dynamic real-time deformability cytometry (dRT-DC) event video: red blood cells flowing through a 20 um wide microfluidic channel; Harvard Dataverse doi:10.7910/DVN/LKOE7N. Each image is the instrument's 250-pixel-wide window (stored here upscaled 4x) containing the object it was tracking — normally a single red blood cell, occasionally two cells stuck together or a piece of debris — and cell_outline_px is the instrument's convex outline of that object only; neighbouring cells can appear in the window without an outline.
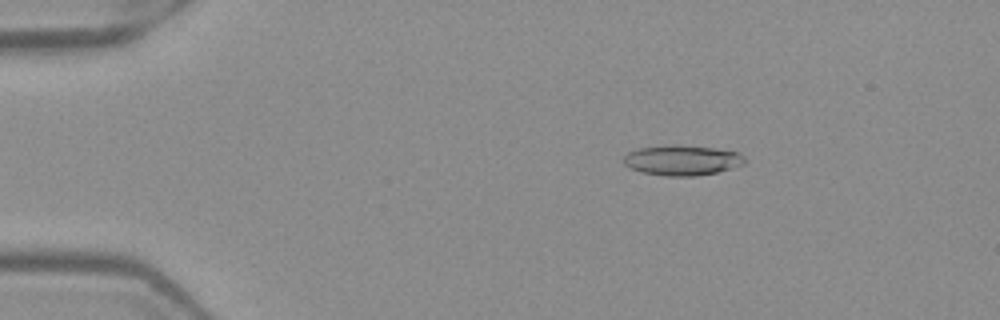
{"species": "Egyptian fruit bat (a non-hibernating species)", "species_latin": "Rousettus aegyptiacus", "temperature_condition": "warm", "stored_images_in_passage": 51, "camera_frame_rate_fps": 3000, "um_per_image_px": 0.085, "frame": {"image": 1, "passage_image": 9, "time_ms": 2.667, "image_size_px": [1000, 320], "cell_outline_px": [[744, 164], [716, 172], [696, 176], [664, 176], [640, 172], [624, 164], [624, 156], [628, 152], [640, 148], [672, 144], [676, 144], [712, 148], [736, 152], [744, 156]], "centroid_in_image_um": [57.94, 13.62], "position_along_channel_um": 27.1, "area_um2": 21.15}}
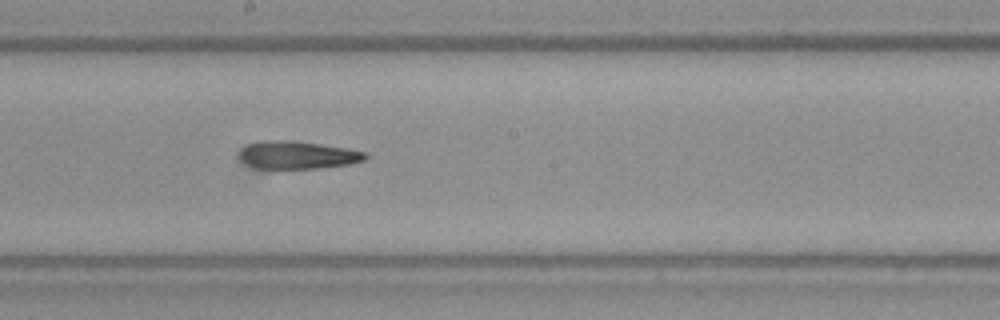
{"frame": {"image": 2, "passage_image": 29, "time_ms": 9.333, "image_size_px": [1000, 320], "cell_outline_px": [[368, 156], [364, 160], [352, 164], [316, 168], [252, 168], [244, 164], [240, 160], [240, 152], [248, 144], [264, 140], [296, 140], [348, 148], [364, 152]], "centroid_in_image_um": [25.29, 13.17], "position_along_channel_um": 222.9, "area_um2": 20.52}}
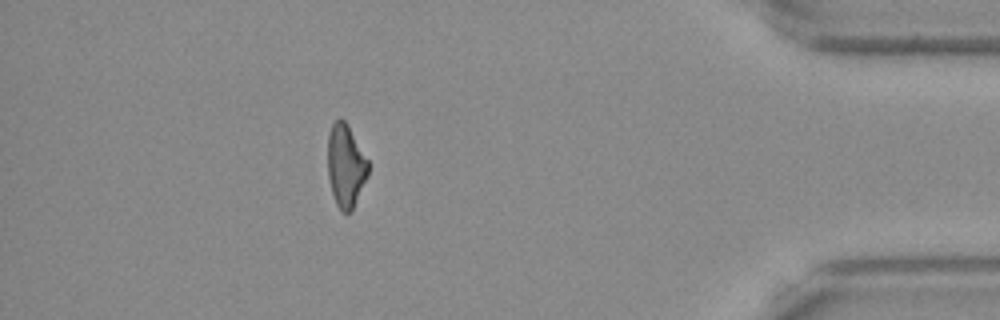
{"frame": {"image": 3, "passage_image": 46, "time_ms": 15.0, "image_size_px": [1000, 320], "cell_outline_px": [[368, 176], [352, 212], [340, 212], [336, 204], [332, 192], [328, 176], [328, 132], [332, 124], [340, 116], [348, 124], [368, 160]], "centroid_in_image_um": [29.39, 14.09], "position_along_channel_um": 405.8, "area_um2": 19.77}, "authors_computed_cell_mechanics": {"area_um2": 20.9236, "velocity_mm_per_s": 4.0122, "shape_relaxation_time_tau1_ms": null, "shape_relaxation_time_tau2_ms": 4.7401, "deformation_change_tau1": null, "deformation_change_tau2": 0.1708}}